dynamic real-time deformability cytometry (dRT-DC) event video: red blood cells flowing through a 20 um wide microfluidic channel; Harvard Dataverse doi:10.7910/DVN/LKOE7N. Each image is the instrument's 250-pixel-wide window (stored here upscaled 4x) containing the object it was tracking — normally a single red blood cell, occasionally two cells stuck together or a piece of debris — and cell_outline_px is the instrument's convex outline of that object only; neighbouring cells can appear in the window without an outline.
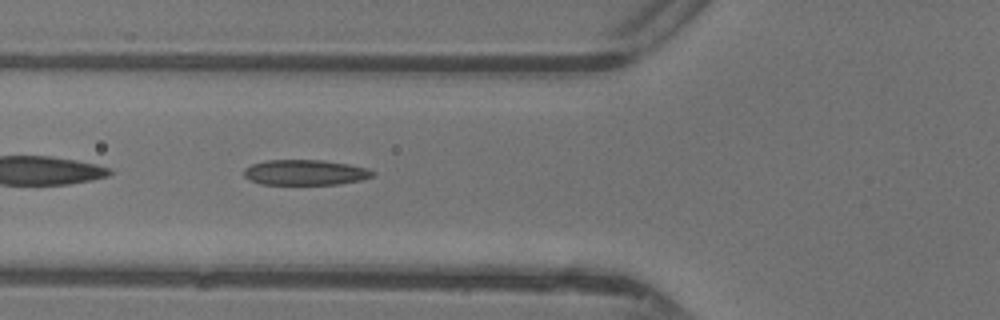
{"species": "common noctule bat (a hibernating species)", "species_latin": "Nyctalus noctula", "temperature_condition": "warm", "stored_images_in_passage": 34, "camera_frame_rate_fps": 3000, "um_per_image_px": 0.085, "animal": {"sex": "female"}, "frame": {"image": 1, "passage_image": 5, "time_ms": 1.333, "image_size_px": [1000, 320], "cell_outline_px": [[376, 172], [372, 176], [360, 180], [336, 184], [260, 184], [248, 180], [244, 176], [244, 168], [252, 164], [268, 160], [324, 160], [348, 164], [368, 168]], "centroid_in_image_um": [25.92, 14.65], "position_along_channel_um": 99.9, "area_um2": 19.02}}
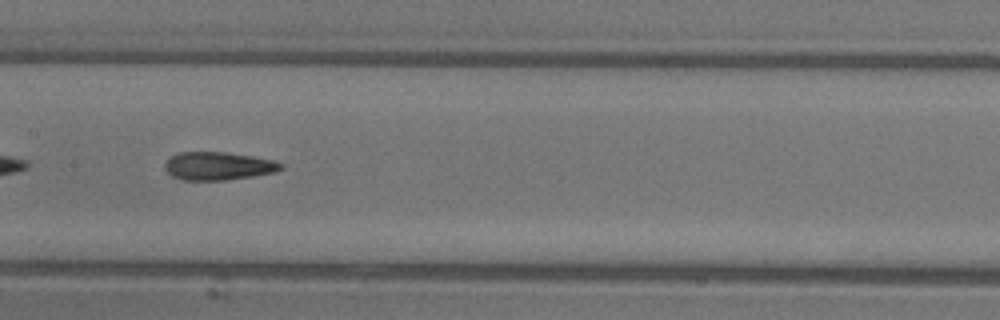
{"frame": {"image": 2, "passage_image": 11, "time_ms": 3.333, "image_size_px": [1000, 320], "cell_outline_px": [[284, 168], [272, 172], [252, 176], [224, 180], [184, 180], [172, 176], [164, 168], [164, 164], [172, 156], [180, 152], [224, 152], [252, 156], [272, 160], [284, 164]], "centroid_in_image_um": [18.54, 14.11], "position_along_channel_um": 188.9, "area_um2": 18.79}}
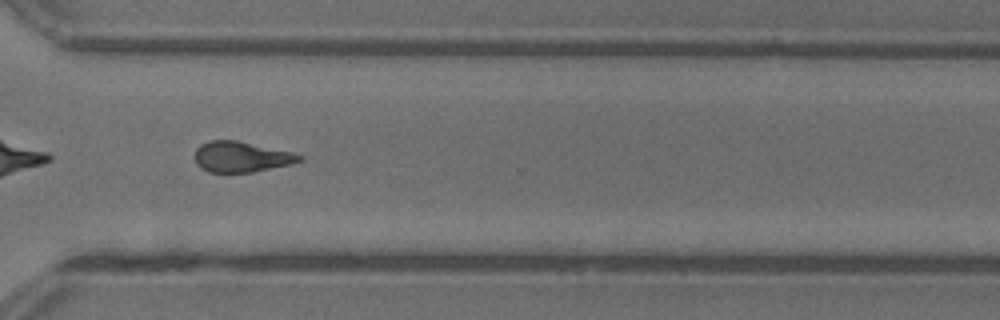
{"frame": {"image": 3, "passage_image": 22, "time_ms": 7.0, "image_size_px": [1000, 320], "cell_outline_px": [[304, 160], [292, 164], [252, 172], [208, 172], [200, 168], [196, 164], [196, 148], [200, 144], [208, 140], [236, 140], [292, 152], [304, 156]], "centroid_in_image_um": [20.52, 13.33], "position_along_channel_um": 350.1, "area_um2": 18.73}, "authors_computed_cell_mechanics": {"area_um2": 18.9873, "velocity_mm_per_s": 4.4163, "shape_relaxation_time_tau1_ms": 7.2402, "shape_relaxation_time_tau2_ms": 2.3349, "deformation_change_tau1": 0.2028, "deformation_change_tau2": 0.1024}}